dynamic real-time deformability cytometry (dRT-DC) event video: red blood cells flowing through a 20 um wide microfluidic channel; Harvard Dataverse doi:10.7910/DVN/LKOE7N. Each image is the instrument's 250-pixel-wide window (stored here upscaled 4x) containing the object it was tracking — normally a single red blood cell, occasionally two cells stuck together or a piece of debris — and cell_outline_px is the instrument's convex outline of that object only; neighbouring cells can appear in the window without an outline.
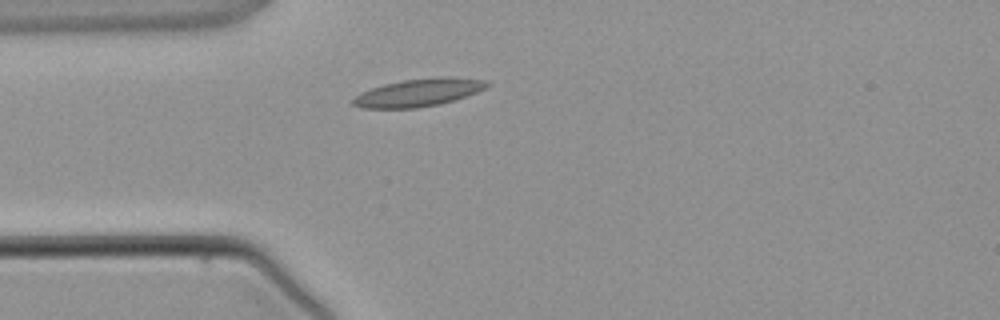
{"species": "common noctule bat (a hibernating species)", "species_latin": "Nyctalus noctula", "temperature_condition": "warm", "stored_images_in_passage": 3, "camera_frame_rate_fps": 3000, "um_per_image_px": 0.085, "animal": {"sex": "male", "body_mass_g": 21.5, "forearm_length_mm": 52.0}, "frame": {"image": 1, "passage_image": 3, "time_ms": 3.0, "image_size_px": [1000, 320], "cell_outline_px": [[492, 84], [476, 92], [440, 104], [416, 108], [360, 108], [352, 104], [352, 100], [360, 92], [384, 84], [404, 80], [436, 76], [452, 76], [484, 80]], "centroid_in_image_um": [35.56, 7.86], "position_along_channel_um": 49.4, "area_um2": 21.62}}